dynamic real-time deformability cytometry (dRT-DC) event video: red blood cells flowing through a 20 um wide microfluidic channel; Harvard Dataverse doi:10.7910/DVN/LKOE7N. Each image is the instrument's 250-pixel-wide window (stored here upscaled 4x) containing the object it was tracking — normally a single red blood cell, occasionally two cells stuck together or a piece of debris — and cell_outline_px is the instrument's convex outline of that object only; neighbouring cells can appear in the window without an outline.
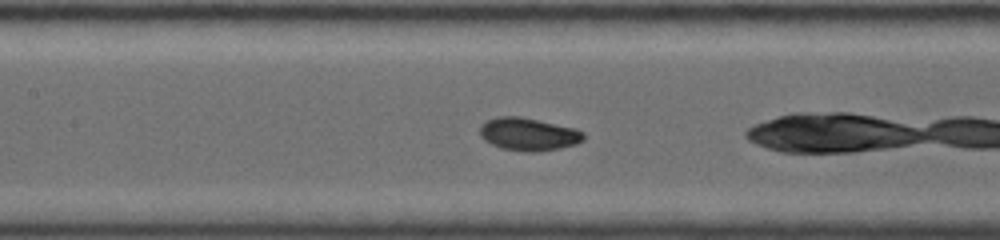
{"species": "common noctule bat (a hibernating species)", "species_latin": "Nyctalus noctula", "temperature_condition": "warm", "stored_images_in_passage": 30, "camera_frame_rate_fps": 5000, "um_per_image_px": 0.085, "animal": {"sex": "female", "body_mass_g": 19.0, "forearm_length_mm": 53.3}, "frame": {"image": 1, "passage_image": 9, "time_ms": 3.0, "image_size_px": [1000, 240], "cell_outline_px": [[584, 140], [576, 144], [560, 148], [536, 152], [524, 152], [504, 148], [492, 144], [484, 140], [480, 136], [480, 124], [496, 116], [520, 116], [576, 128], [584, 132]], "centroid_in_image_um": [44.92, 11.4], "position_along_channel_um": 162.5, "area_um2": 19.94}, "authors_computed_cell_mechanics": {"area_um2": 18.7272, "velocity_mm_per_s": 3.9913, "shape_relaxation_time_tau1_ms": 3.9019, "shape_relaxation_time_tau2_ms": null, "deformation_change_tau1": 0.1473, "deformation_change_tau2": null}}